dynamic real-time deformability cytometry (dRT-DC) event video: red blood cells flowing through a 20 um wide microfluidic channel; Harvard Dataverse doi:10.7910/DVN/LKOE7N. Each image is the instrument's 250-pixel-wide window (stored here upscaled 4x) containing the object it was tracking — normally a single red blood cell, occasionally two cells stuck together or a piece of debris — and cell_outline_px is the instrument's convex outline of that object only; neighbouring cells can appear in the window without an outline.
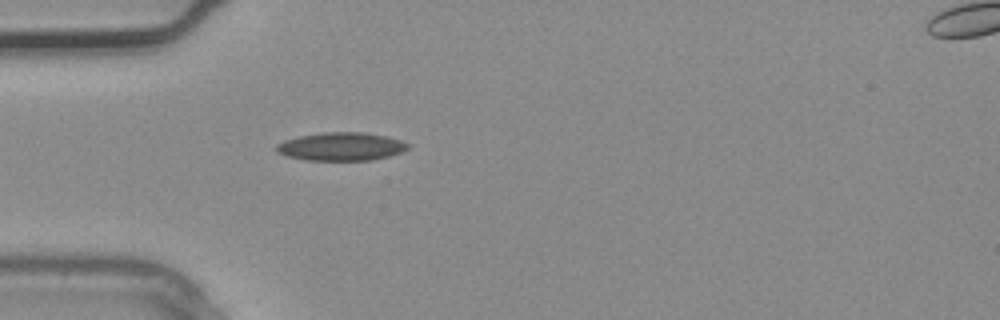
{"species": "common noctule bat (a hibernating species)", "species_latin": "Nyctalus noctula", "temperature_condition": "warm", "stored_images_in_passage": 5, "camera_frame_rate_fps": 3000, "um_per_image_px": 0.085, "animal": {"sex": "male", "body_mass_g": 20.4}, "frame": {"image": 1, "passage_image": 4, "time_ms": 1.0, "image_size_px": [1000, 320], "cell_outline_px": [[408, 148], [400, 152], [388, 156], [372, 160], [304, 160], [284, 156], [276, 152], [276, 144], [284, 140], [300, 136], [324, 132], [364, 132], [384, 136], [400, 140], [408, 144]], "centroid_in_image_um": [28.93, 12.46], "position_along_channel_um": 56.1, "area_um2": 21.56}}